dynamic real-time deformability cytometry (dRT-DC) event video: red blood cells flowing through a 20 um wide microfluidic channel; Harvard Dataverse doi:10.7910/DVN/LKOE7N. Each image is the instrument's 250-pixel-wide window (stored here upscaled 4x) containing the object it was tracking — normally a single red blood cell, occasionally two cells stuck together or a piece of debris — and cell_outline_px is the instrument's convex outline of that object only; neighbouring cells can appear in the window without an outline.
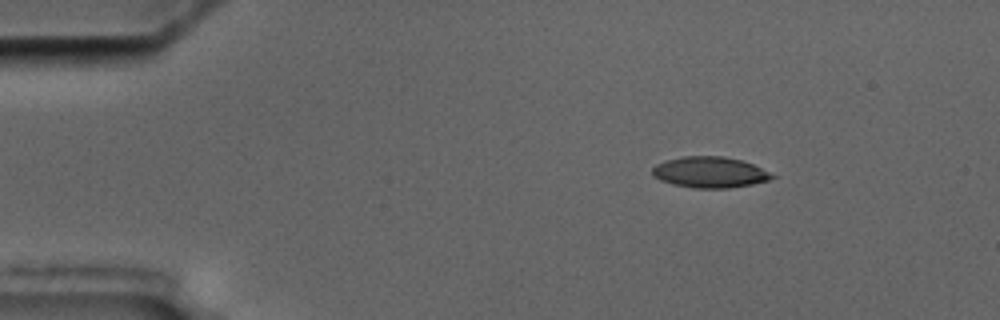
{"species": "common noctule bat (a hibernating species)", "species_latin": "Nyctalus noctula", "temperature_condition": "cold", "stored_images_in_passage": 8, "camera_frame_rate_fps": 3000, "um_per_image_px": 0.085, "animal": {"sex": "male", "body_mass_g": 17.5, "forearm_length_mm": 52.3}, "frame": {"image": 1, "passage_image": 2, "time_ms": 1.333, "image_size_px": [1000, 320], "cell_outline_px": [[776, 176], [768, 180], [752, 184], [728, 188], [692, 188], [672, 184], [660, 180], [652, 176], [652, 168], [656, 164], [664, 160], [684, 156], [724, 156], [740, 160], [752, 164]], "centroid_in_image_um": [60.27, 14.64], "position_along_channel_um": 24.7, "area_um2": 21.56}}
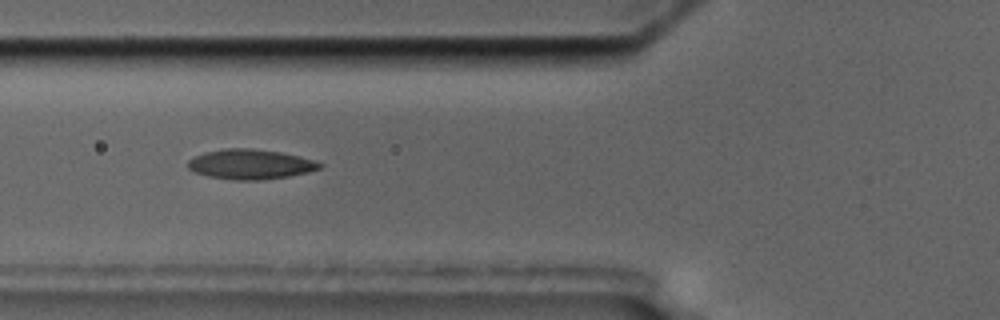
{"frame": {"image": 2, "passage_image": 6, "time_ms": 5.667, "image_size_px": [1000, 320], "cell_outline_px": [[324, 164], [320, 168], [308, 172], [288, 176], [260, 180], [236, 180], [208, 176], [196, 172], [188, 168], [188, 160], [204, 152], [224, 148], [252, 148], [280, 152], [300, 156]], "centroid_in_image_um": [21.28, 13.95], "position_along_channel_um": 104.5, "area_um2": 22.83}}
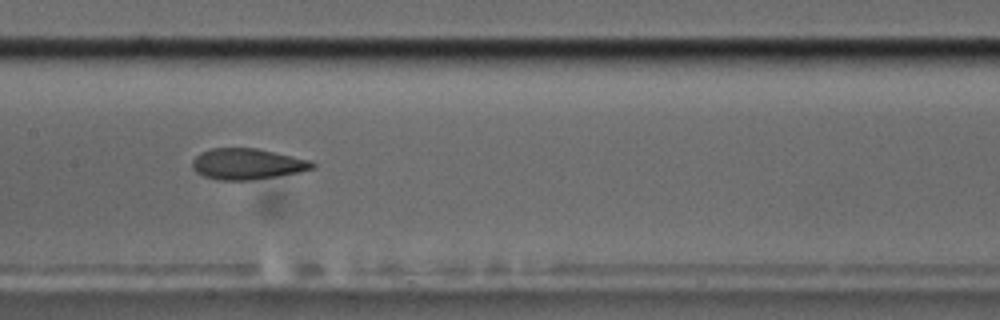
{"frame": {"image": 3, "passage_image": 8, "time_ms": 8.0, "image_size_px": [1000, 320], "cell_outline_px": [[316, 164], [312, 168], [300, 172], [252, 180], [216, 180], [204, 176], [196, 172], [192, 168], [192, 160], [200, 152], [212, 148], [256, 148], [292, 156], [308, 160]], "centroid_in_image_um": [20.96, 13.94], "position_along_channel_um": 186.4, "area_um2": 21.56}}